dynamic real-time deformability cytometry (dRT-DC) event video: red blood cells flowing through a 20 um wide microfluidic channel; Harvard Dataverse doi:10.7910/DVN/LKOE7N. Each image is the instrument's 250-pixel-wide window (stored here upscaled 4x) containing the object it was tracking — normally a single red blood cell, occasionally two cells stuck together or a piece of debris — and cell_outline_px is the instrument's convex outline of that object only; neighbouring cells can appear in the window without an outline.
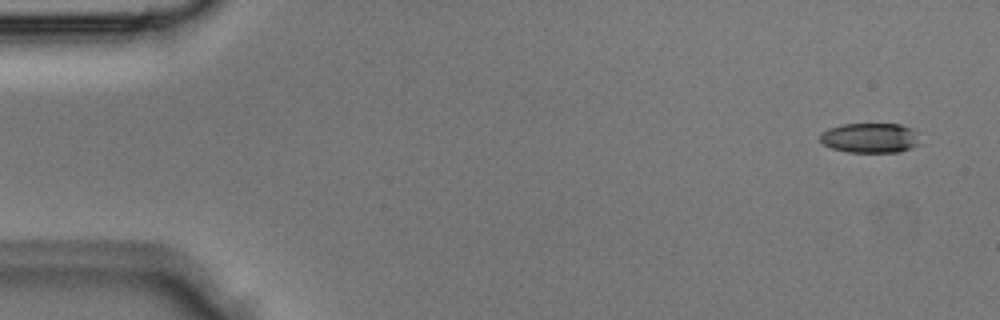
{"species": "Egyptian fruit bat (a non-hibernating species)", "species_latin": "Rousettus aegyptiacus", "temperature_condition": "room temperature", "stored_images_in_passage": 4, "camera_frame_rate_fps": 3000, "um_per_image_px": 0.085, "animal": {"sex": "male"}, "frame": {"image": 1, "passage_image": 1, "time_ms": 0.0, "image_size_px": [1000, 320], "cell_outline_px": [[916, 144], [912, 148], [900, 152], [848, 152], [832, 148], [824, 144], [820, 140], [820, 132], [828, 128], [840, 124], [900, 124], [916, 128]], "centroid_in_image_um": [73.93, 11.71], "position_along_channel_um": 11.1, "area_um2": 17.46}}